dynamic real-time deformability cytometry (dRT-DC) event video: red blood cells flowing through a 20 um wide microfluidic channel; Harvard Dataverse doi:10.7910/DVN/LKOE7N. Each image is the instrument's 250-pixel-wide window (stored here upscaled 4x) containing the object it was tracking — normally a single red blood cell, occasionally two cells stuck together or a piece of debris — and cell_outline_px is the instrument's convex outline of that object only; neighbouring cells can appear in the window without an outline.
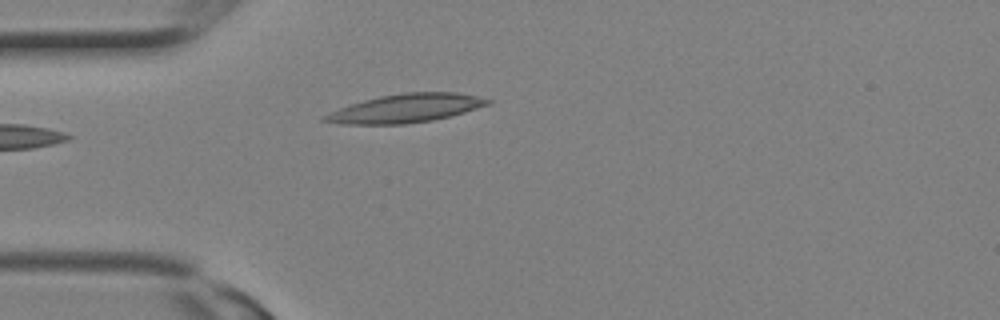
{"species": "Egyptian fruit bat (a non-hibernating species)", "species_latin": "Rousettus aegyptiacus", "temperature_condition": "room temperature", "stored_images_in_passage": 3, "camera_frame_rate_fps": 3000, "um_per_image_px": 0.085, "animal": {"sex": "female"}, "frame": {"image": 1, "passage_image": 3, "time_ms": 0.667, "image_size_px": [1000, 320], "cell_outline_px": [[492, 104], [464, 112], [432, 120], [404, 124], [340, 124], [320, 120], [320, 116], [340, 108], [364, 100], [380, 96], [404, 92], [456, 92], [476, 96], [492, 100]], "centroid_in_image_um": [34.48, 9.2], "position_along_channel_um": 50.5, "area_um2": 26.99}}